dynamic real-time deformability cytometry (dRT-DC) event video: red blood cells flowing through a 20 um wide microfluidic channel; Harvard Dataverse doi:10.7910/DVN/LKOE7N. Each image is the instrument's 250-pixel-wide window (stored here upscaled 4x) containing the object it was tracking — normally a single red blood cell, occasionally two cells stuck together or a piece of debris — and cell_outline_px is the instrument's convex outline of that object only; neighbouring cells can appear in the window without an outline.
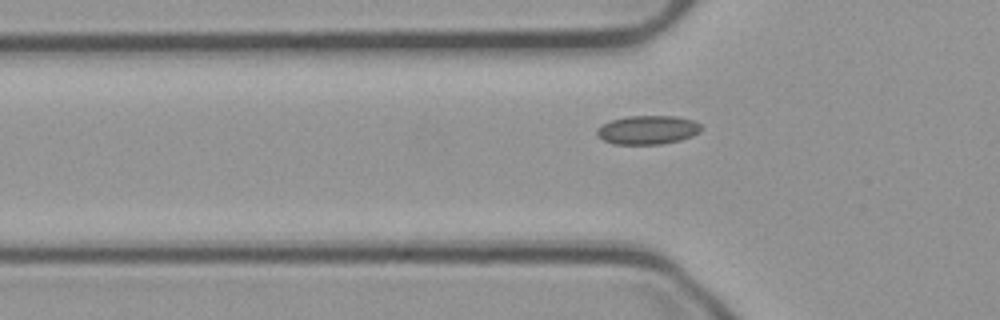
{"species": "common noctule bat (a hibernating species)", "species_latin": "Nyctalus noctula", "temperature_condition": "cold", "stored_images_in_passage": 38, "camera_frame_rate_fps": 3000, "um_per_image_px": 0.085, "animal": {"sex": "male", "body_mass_g": 23.1, "forearm_length_mm": 52.7}, "frame": {"image": 1, "passage_image": 5, "time_ms": 1.333, "image_size_px": [1000, 320], "cell_outline_px": [[704, 128], [700, 132], [692, 136], [680, 140], [660, 144], [612, 144], [604, 140], [596, 132], [596, 128], [612, 120], [628, 116], [676, 116], [692, 120], [700, 124]], "centroid_in_image_um": [55.09, 11.04], "position_along_channel_um": 70.7, "area_um2": 17.46}}
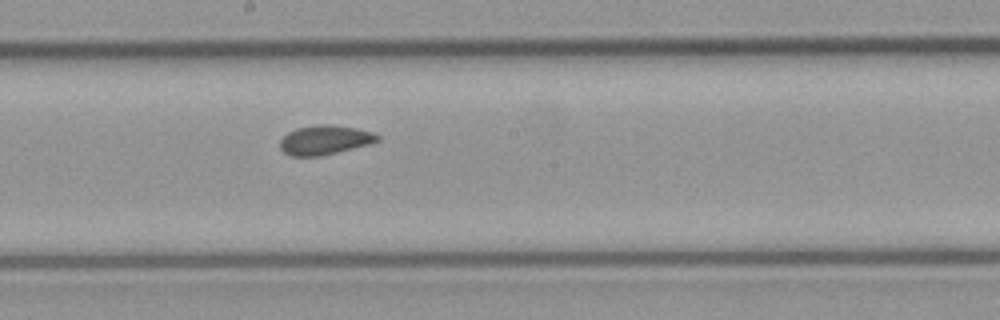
{"frame": {"image": 2, "passage_image": 17, "time_ms": 5.333, "image_size_px": [1000, 320], "cell_outline_px": [[380, 140], [368, 144], [320, 156], [288, 156], [280, 148], [280, 140], [288, 132], [296, 128], [320, 124], [332, 124], [356, 128], [372, 132], [380, 136]], "centroid_in_image_um": [27.58, 11.89], "position_along_channel_um": 220.6, "area_um2": 16.59}}
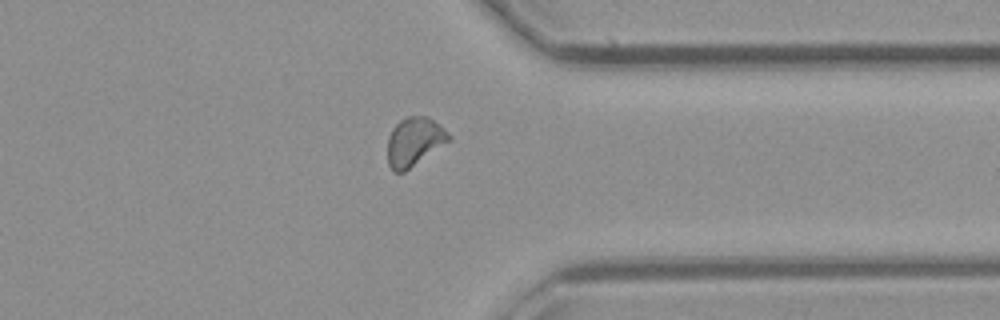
{"frame": {"image": 3, "passage_image": 30, "time_ms": 9.667, "image_size_px": [1000, 320], "cell_outline_px": [[452, 140], [404, 172], [392, 172], [388, 164], [388, 136], [392, 128], [400, 120], [408, 116], [428, 116], [444, 128], [452, 136]], "centroid_in_image_um": [35.23, 12.04], "position_along_channel_um": 376.2, "area_um2": 17.57}}